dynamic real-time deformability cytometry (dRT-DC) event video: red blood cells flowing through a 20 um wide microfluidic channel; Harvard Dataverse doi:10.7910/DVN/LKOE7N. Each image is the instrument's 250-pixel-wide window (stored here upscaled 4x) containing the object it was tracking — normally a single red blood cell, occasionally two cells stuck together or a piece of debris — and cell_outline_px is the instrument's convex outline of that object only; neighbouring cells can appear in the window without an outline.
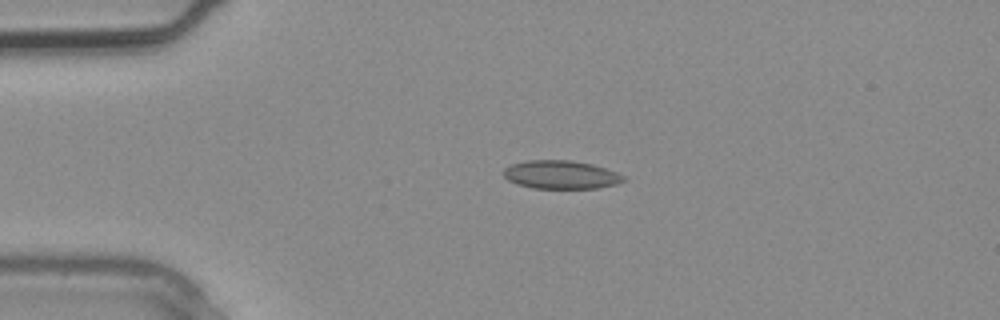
{"species": "common noctule bat (a hibernating species)", "species_latin": "Nyctalus noctula", "temperature_condition": "warm", "stored_images_in_passage": 2, "camera_frame_rate_fps": 3000, "um_per_image_px": 0.085, "animal": {"sex": "male", "body_mass_g": 20.4}, "frame": {"image": 1, "passage_image": 1, "time_ms": 0.0, "image_size_px": [1000, 320], "cell_outline_px": [[628, 180], [616, 184], [600, 188], [532, 188], [516, 184], [508, 180], [504, 176], [504, 168], [512, 164], [528, 160], [572, 160], [592, 164], [616, 172], [624, 176]], "centroid_in_image_um": [47.69, 14.85], "position_along_channel_um": 37.3, "area_um2": 19.88}}
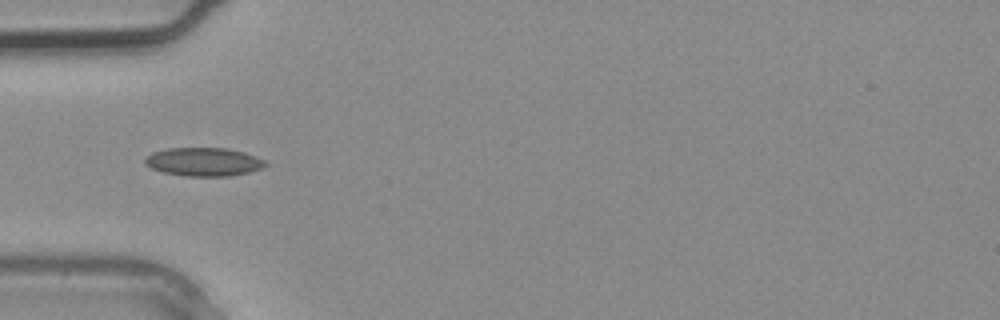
{"frame": {"image": 2, "passage_image": 2, "time_ms": 0.333, "image_size_px": [1000, 320], "cell_outline_px": [[268, 164], [260, 168], [248, 172], [228, 176], [184, 176], [164, 172], [152, 168], [144, 164], [144, 160], [152, 152], [168, 148], [228, 148], [244, 152], [256, 156], [264, 160]], "centroid_in_image_um": [17.3, 13.75], "position_along_channel_um": 67.7, "area_um2": 19.88}}